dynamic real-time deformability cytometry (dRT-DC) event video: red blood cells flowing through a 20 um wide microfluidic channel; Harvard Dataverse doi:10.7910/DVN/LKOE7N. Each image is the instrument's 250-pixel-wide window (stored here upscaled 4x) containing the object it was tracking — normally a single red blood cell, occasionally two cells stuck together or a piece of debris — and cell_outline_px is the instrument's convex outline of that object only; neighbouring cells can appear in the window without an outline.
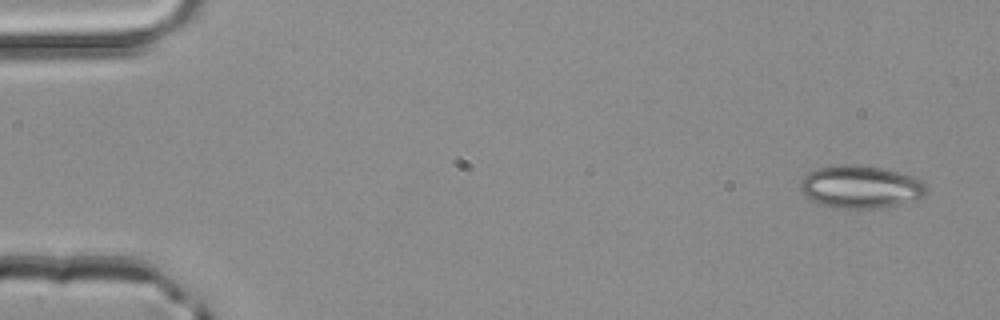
{"species": "common noctule bat (a hibernating species)", "species_latin": "Nyctalus noctula", "temperature_condition": "room temperature", "stored_images_in_passage": 4, "camera_frame_rate_fps": 3000, "um_per_image_px": 0.085, "animal": {"sex": "male", "body_mass_g": 20.4}, "frame": {"image": 1, "passage_image": 1, "time_ms": 0.0, "image_size_px": [1000, 320], "cell_outline_px": [[928, 192], [924, 196], [916, 200], [884, 208], [832, 208], [820, 204], [804, 196], [800, 188], [800, 180], [808, 172], [816, 168], [840, 164], [860, 164], [884, 168], [916, 176], [924, 180], [928, 188]], "centroid_in_image_um": [73.19, 15.87], "position_along_channel_um": 11.8, "area_um2": 32.25}}